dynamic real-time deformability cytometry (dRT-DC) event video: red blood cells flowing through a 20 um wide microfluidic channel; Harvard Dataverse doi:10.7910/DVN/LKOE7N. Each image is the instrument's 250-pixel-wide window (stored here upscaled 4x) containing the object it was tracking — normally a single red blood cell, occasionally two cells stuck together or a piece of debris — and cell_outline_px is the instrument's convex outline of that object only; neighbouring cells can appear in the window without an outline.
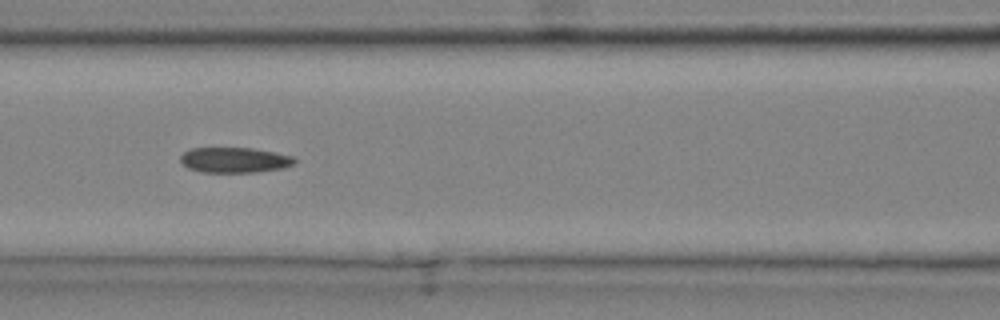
{"species": "common noctule bat (a hibernating species)", "species_latin": "Nyctalus noctula", "temperature_condition": "cold", "stored_images_in_passage": 7, "camera_frame_rate_fps": 3000, "um_per_image_px": 0.085, "animal": {"sex": "male", "body_mass_g": 20.4}, "frame": {"image": 1, "passage_image": 6, "time_ms": 1.667, "image_size_px": [1000, 320], "cell_outline_px": [[296, 164], [284, 168], [256, 172], [200, 172], [188, 168], [180, 160], [180, 156], [188, 148], [252, 148], [292, 156], [296, 160]], "centroid_in_image_um": [19.93, 13.6], "position_along_channel_um": 146.7, "area_um2": 16.88}}